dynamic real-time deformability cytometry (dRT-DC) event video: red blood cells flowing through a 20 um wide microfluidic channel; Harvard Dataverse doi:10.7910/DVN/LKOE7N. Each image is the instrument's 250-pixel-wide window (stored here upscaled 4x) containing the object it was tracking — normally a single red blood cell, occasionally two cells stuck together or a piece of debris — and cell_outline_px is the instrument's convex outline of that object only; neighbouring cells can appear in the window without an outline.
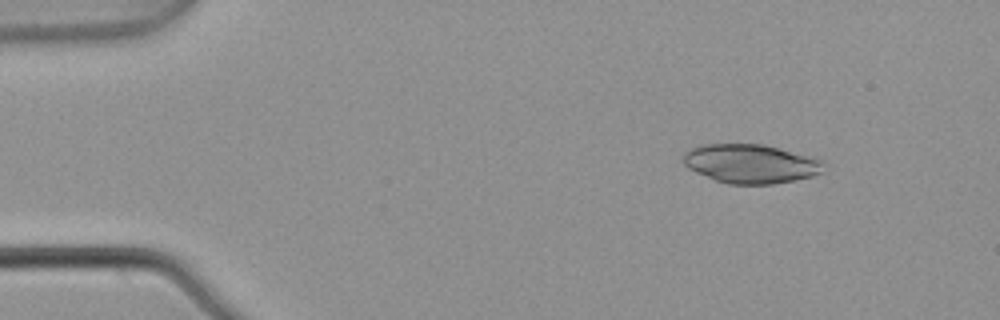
{"species": "common noctule bat (a hibernating species)", "species_latin": "Nyctalus noctula", "temperature_condition": "warm", "stored_images_in_passage": 5, "camera_frame_rate_fps": 3000, "um_per_image_px": 0.085, "animal": {"sex": "male", "body_mass_g": 21.5, "forearm_length_mm": 52.0}, "frame": {"image": 1, "passage_image": 2, "time_ms": 0.333, "image_size_px": [1000, 320], "cell_outline_px": [[828, 164], [824, 172], [812, 176], [796, 180], [772, 184], [728, 184], [716, 180], [696, 172], [688, 168], [684, 164], [684, 152], [688, 148], [700, 144], [764, 144], [780, 148], [824, 160]], "centroid_in_image_um": [63.85, 13.91], "position_along_channel_um": 21.1, "area_um2": 32.31}}